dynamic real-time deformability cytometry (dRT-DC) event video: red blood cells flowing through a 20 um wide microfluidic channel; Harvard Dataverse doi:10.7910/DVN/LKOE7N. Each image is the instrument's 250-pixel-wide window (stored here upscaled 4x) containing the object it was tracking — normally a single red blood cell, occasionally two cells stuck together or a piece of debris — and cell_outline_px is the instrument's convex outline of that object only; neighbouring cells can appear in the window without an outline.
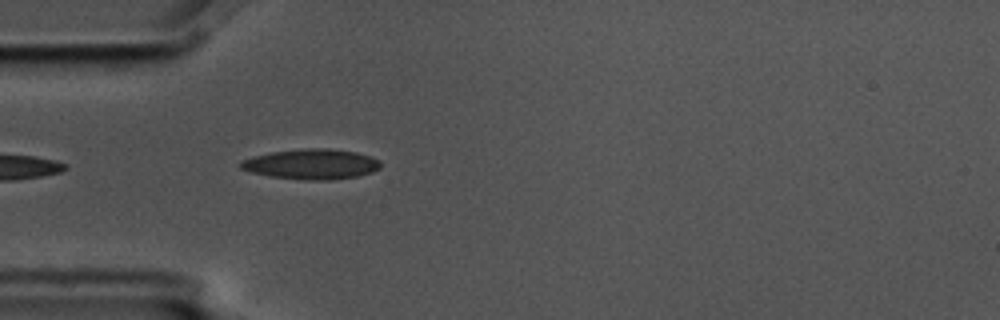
{"species": "common noctule bat (a hibernating species)", "species_latin": "Nyctalus noctula", "temperature_condition": "cold", "stored_images_in_passage": 4, "camera_frame_rate_fps": 3000, "um_per_image_px": 0.085, "animal": {"sex": "male", "body_mass_g": 17.5, "forearm_length_mm": 52.3}, "frame": {"image": 1, "passage_image": 4, "time_ms": 1.0, "image_size_px": [1000, 320], "cell_outline_px": [[380, 168], [372, 172], [356, 176], [328, 180], [308, 180], [268, 176], [252, 172], [240, 168], [236, 164], [240, 160], [252, 156], [272, 152], [304, 148], [328, 148], [356, 152], [380, 160]], "centroid_in_image_um": [26.42, 13.95], "position_along_channel_um": 58.6, "area_um2": 24.68}}